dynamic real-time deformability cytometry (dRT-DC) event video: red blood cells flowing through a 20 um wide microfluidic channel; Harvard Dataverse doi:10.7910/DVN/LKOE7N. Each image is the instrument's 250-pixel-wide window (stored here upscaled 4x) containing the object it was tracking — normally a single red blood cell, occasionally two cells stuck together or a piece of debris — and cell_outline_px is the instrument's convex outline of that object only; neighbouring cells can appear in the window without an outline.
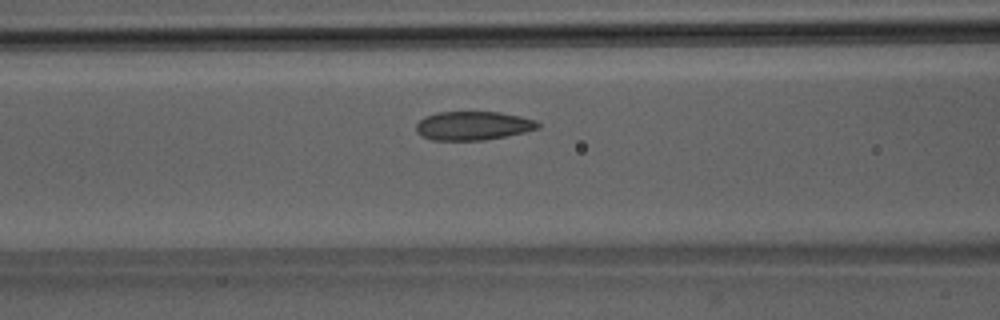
{"species": "Egyptian fruit bat (a non-hibernating species)", "species_latin": "Rousettus aegyptiacus", "temperature_condition": "room temperature", "stored_images_in_passage": 29, "camera_frame_rate_fps": 3000, "um_per_image_px": 0.085, "animal": {"sex": "male"}, "frame": {"image": 1, "passage_image": 9, "time_ms": 2.667, "image_size_px": [1000, 320], "cell_outline_px": [[540, 128], [524, 132], [484, 140], [432, 140], [420, 136], [416, 132], [416, 124], [424, 116], [436, 112], [500, 112], [520, 116], [536, 120], [540, 124]], "centroid_in_image_um": [40.18, 10.68], "position_along_channel_um": 126.4, "area_um2": 20.52}}
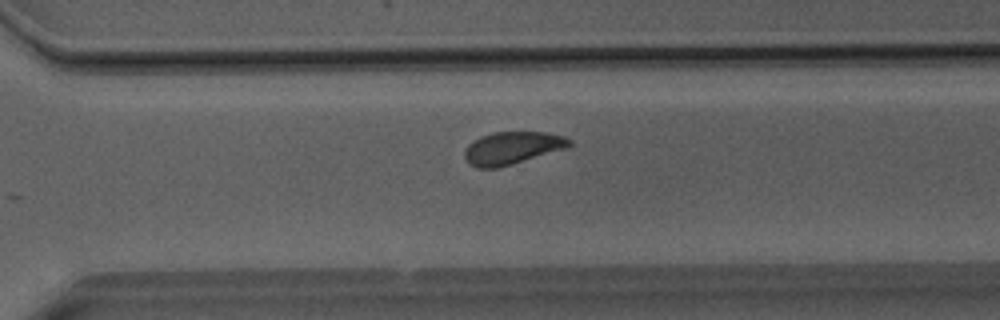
{"frame": {"image": 2, "passage_image": 24, "time_ms": 7.667, "image_size_px": [1000, 320], "cell_outline_px": [[572, 144], [568, 148], [512, 164], [496, 168], [476, 168], [468, 164], [464, 156], [464, 152], [468, 144], [480, 136], [492, 132], [544, 132], [564, 136], [572, 140]], "centroid_in_image_um": [43.53, 12.58], "position_along_channel_um": 327.1, "area_um2": 20.06}}
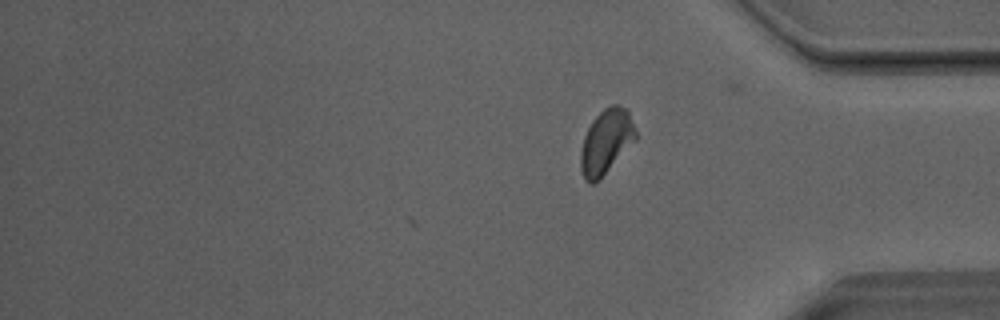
{"frame": {"image": 3, "passage_image": 29, "time_ms": 9.333, "image_size_px": [1000, 320], "cell_outline_px": [[636, 140], [596, 184], [588, 184], [584, 180], [580, 168], [580, 152], [584, 136], [592, 120], [604, 108], [612, 104], [616, 104], [628, 108], [636, 128]], "centroid_in_image_um": [51.52, 12.06], "position_along_channel_um": 383.7, "area_um2": 21.15}, "authors_computed_cell_mechanics": {"area_um2": 20.4034, "velocity_mm_per_s": 4.0242, "shape_relaxation_time_tau1_ms": 3.2026, "shape_relaxation_time_tau2_ms": 1.008, "deformation_change_tau1": 0.092, "deformation_change_tau2": 0.0503}}